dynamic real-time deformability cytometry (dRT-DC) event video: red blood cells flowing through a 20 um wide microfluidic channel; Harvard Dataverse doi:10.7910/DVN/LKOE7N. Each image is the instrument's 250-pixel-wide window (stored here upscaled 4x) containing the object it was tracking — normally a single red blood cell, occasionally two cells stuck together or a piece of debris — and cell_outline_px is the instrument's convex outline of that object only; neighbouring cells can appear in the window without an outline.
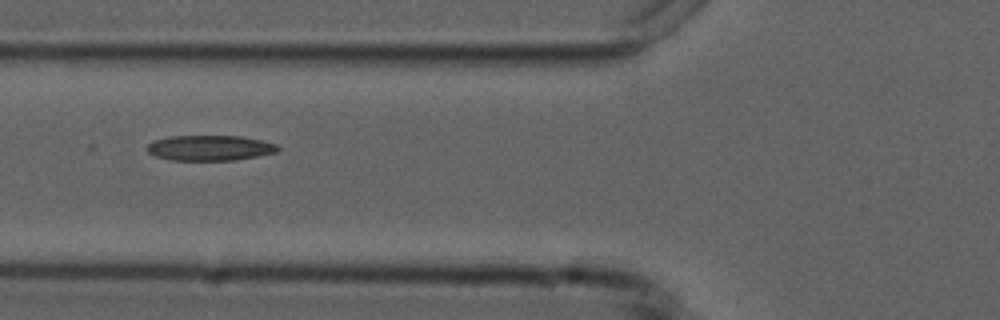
{"species": "common noctule bat (a hibernating species)", "species_latin": "Nyctalus noctula", "temperature_condition": "cold", "stored_images_in_passage": 7, "camera_frame_rate_fps": 3000, "um_per_image_px": 0.085, "animal": {"sex": "male", "forearm_length_mm": 52.5}, "frame": {"image": 1, "passage_image": 6, "time_ms": 6.0, "image_size_px": [1000, 320], "cell_outline_px": [[280, 148], [276, 152], [236, 160], [172, 160], [156, 156], [148, 152], [144, 148], [152, 140], [168, 136], [240, 136], [260, 140], [276, 144]], "centroid_in_image_um": [17.78, 12.57], "position_along_channel_um": 108.0, "area_um2": 19.31}}
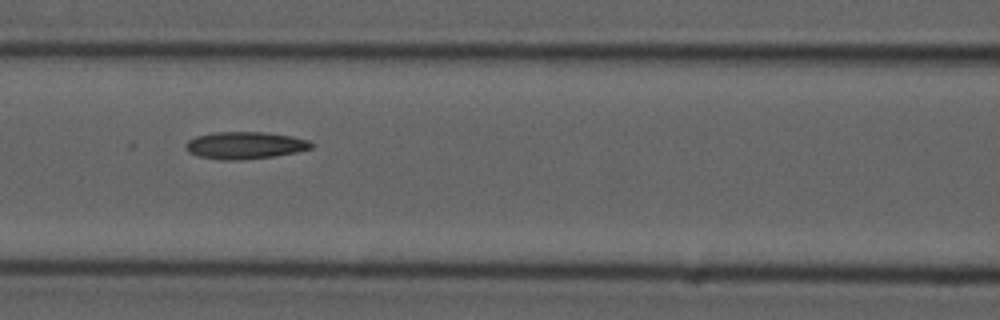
{"frame": {"image": 2, "passage_image": 7, "time_ms": 7.0, "image_size_px": [1000, 320], "cell_outline_px": [[316, 144], [312, 148], [296, 152], [276, 156], [236, 160], [220, 160], [200, 156], [188, 152], [184, 148], [184, 144], [188, 140], [196, 136], [212, 132], [264, 132], [292, 136], [308, 140]], "centroid_in_image_um": [20.82, 12.35], "position_along_channel_um": 145.8, "area_um2": 20.06}}